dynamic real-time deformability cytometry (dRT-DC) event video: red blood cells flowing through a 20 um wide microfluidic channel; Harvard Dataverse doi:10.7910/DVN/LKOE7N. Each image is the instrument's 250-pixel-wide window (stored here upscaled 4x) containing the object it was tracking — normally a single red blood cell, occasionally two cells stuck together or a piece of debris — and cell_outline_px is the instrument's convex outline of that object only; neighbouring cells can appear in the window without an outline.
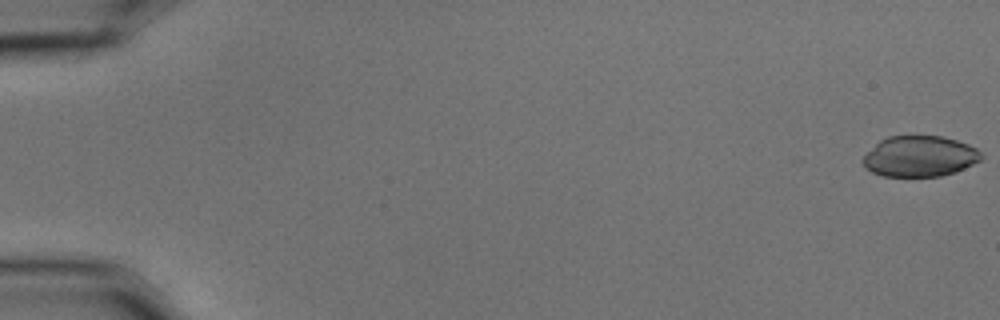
{"species": "common noctule bat (a hibernating species)", "species_latin": "Nyctalus noctula", "temperature_condition": "cold", "stored_images_in_passage": 5, "camera_frame_rate_fps": 3000, "um_per_image_px": 0.085, "animal": {"sex": "male", "body_mass_g": 15.6}, "frame": {"image": 1, "passage_image": 1, "time_ms": 0.0, "image_size_px": [1000, 320], "cell_outline_px": [[984, 156], [980, 160], [956, 172], [940, 176], [884, 176], [872, 172], [864, 168], [860, 160], [880, 140], [888, 136], [944, 136], [968, 144], [976, 148]], "centroid_in_image_um": [78.16, 13.29], "position_along_channel_um": 6.8, "area_um2": 28.15}}
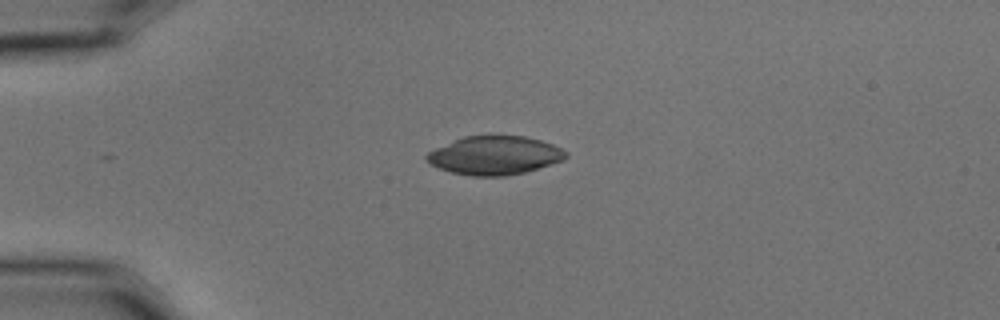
{"frame": {"image": 2, "passage_image": 4, "time_ms": 1.0, "image_size_px": [1000, 320], "cell_outline_px": [[568, 156], [564, 160], [524, 172], [508, 176], [472, 176], [452, 172], [428, 164], [424, 160], [424, 156], [428, 152], [436, 148], [464, 136], [488, 132], [524, 136], [540, 140], [552, 144], [568, 152]], "centroid_in_image_um": [42.02, 13.17], "position_along_channel_um": 43.0, "area_um2": 32.08}}